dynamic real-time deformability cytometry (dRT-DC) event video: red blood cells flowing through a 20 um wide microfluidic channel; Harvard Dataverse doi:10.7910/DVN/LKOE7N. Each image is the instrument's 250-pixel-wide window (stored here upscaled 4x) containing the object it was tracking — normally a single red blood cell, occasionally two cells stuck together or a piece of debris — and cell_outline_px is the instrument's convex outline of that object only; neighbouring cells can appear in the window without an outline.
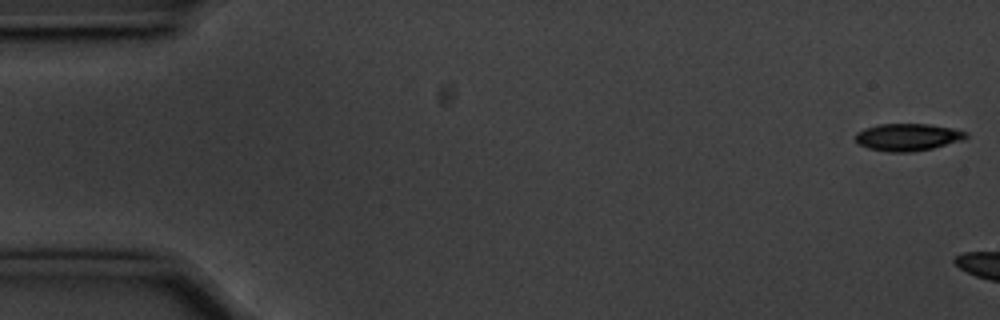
{"species": "common noctule bat (a hibernating species)", "species_latin": "Nyctalus noctula", "temperature_condition": "cold", "stored_images_in_passage": 5, "camera_frame_rate_fps": 3000, "um_per_image_px": 0.085, "animal": {"sex": "male", "body_mass_g": 20.1, "forearm_length_mm": 53.5}, "frame": {"image": 1, "passage_image": 1, "time_ms": 0.0, "image_size_px": [1000, 320], "cell_outline_px": [[968, 136], [964, 140], [932, 148], [912, 152], [888, 152], [868, 148], [856, 144], [852, 136], [856, 132], [864, 128], [880, 124], [928, 124], [952, 128], [968, 132]], "centroid_in_image_um": [77.11, 11.66], "position_along_channel_um": 7.9, "area_um2": 17.86}}